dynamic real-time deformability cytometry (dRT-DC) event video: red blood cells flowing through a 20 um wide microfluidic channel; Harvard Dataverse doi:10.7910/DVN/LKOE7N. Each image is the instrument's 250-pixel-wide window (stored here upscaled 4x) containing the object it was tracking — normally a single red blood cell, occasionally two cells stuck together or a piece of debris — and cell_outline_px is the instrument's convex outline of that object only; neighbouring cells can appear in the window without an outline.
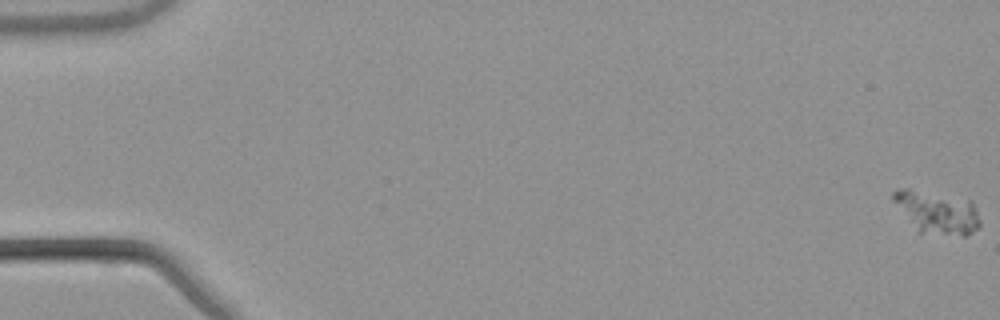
{"species": "common noctule bat (a hibernating species)", "species_latin": "Nyctalus noctula", "temperature_condition": "warm", "stored_images_in_passage": 59, "camera_frame_rate_fps": 3000, "um_per_image_px": 0.085, "animal": {"sex": "male", "body_mass_g": 21.5, "forearm_length_mm": 52.0}, "frame": {"image": 1, "passage_image": 1, "time_ms": 0.0, "image_size_px": [1000, 320], "cell_outline_px": [[980, 224], [976, 228], [964, 236], [920, 232], [892, 200], [892, 192], [896, 188], [908, 188], [972, 200], [980, 220]], "centroid_in_image_um": [79.65, 18.01], "position_along_channel_um": 5.3, "area_um2": 21.1}}
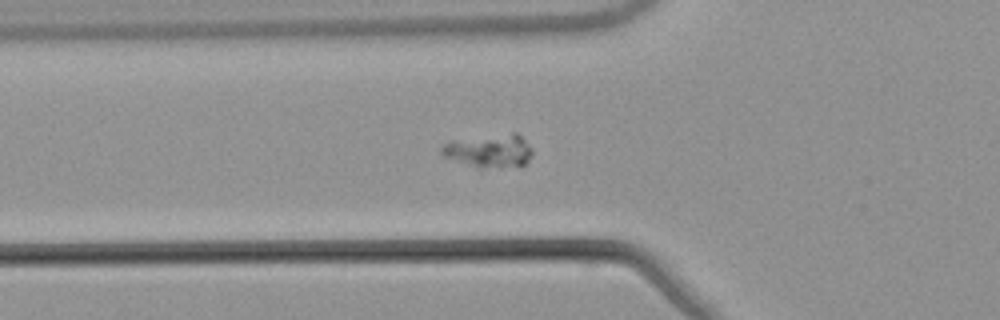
{"frame": {"image": 2, "passage_image": 23, "time_ms": 7.333, "image_size_px": [1000, 320], "cell_outline_px": [[532, 156], [520, 168], [476, 168], [444, 156], [440, 152], [440, 148], [444, 144], [452, 140], [512, 132], [516, 132], [532, 148]], "centroid_in_image_um": [41.62, 12.84], "position_along_channel_um": 84.2, "area_um2": 17.98}}
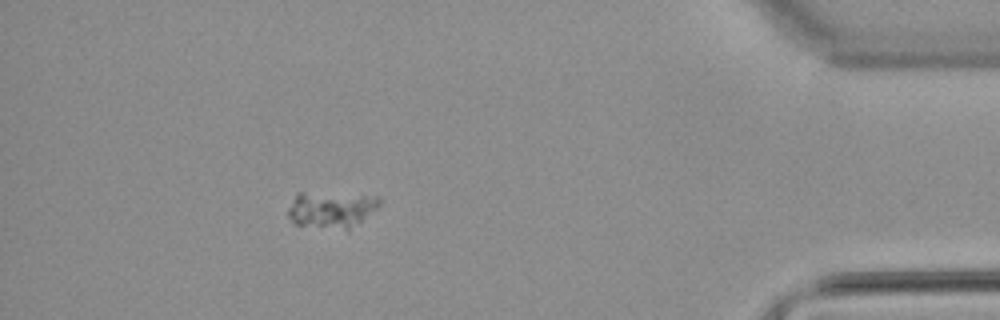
{"frame": {"image": 3, "passage_image": 54, "time_ms": 17.667, "image_size_px": [1000, 320], "cell_outline_px": [[380, 204], [376, 208], [348, 232], [296, 224], [288, 216], [288, 208], [296, 192], [300, 192], [380, 196]], "centroid_in_image_um": [28.15, 17.84], "position_along_channel_um": 407.0, "area_um2": 19.59}}